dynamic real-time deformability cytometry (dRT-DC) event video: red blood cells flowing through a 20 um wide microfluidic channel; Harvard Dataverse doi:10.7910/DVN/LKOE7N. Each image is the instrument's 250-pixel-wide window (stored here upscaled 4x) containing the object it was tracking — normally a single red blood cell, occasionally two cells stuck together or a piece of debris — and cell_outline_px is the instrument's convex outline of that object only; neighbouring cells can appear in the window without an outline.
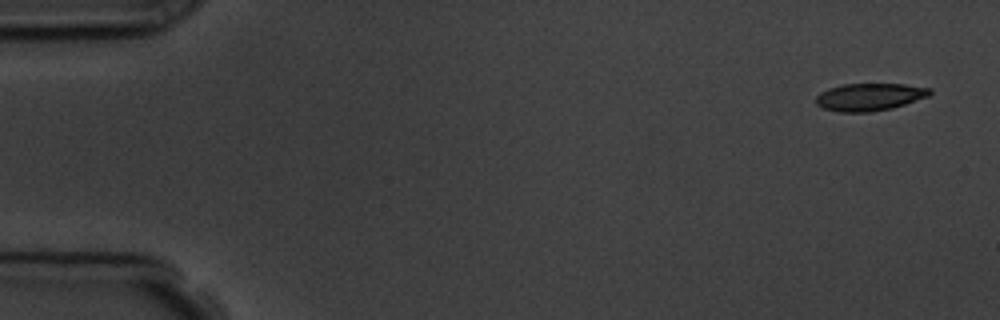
{"species": "common noctule bat (a hibernating species)", "species_latin": "Nyctalus noctula", "temperature_condition": "room temperature", "stored_images_in_passage": 6, "camera_frame_rate_fps": 3000, "um_per_image_px": 0.085, "animal": {"sex": "male", "body_mass_g": 19.5, "forearm_length_mm": 54.6}, "frame": {"image": 1, "passage_image": 1, "time_ms": 0.0, "image_size_px": [1000, 320], "cell_outline_px": [[932, 92], [928, 96], [892, 108], [868, 112], [840, 112], [824, 108], [816, 104], [816, 96], [820, 92], [828, 88], [844, 84], [904, 84], [932, 88]], "centroid_in_image_um": [73.9, 8.23], "position_along_channel_um": 11.1, "area_um2": 18.15}}
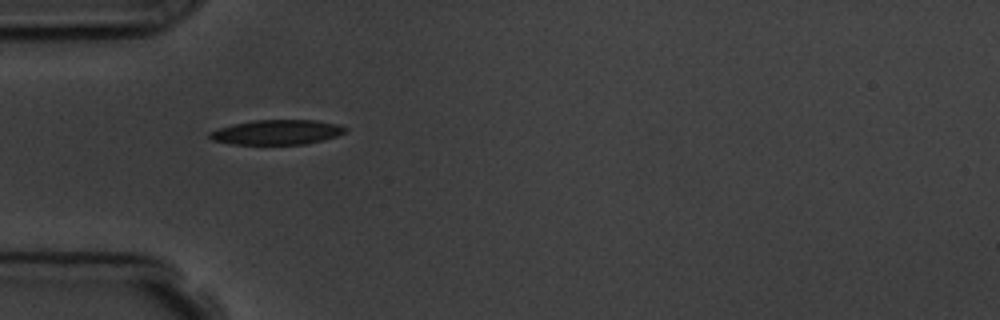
{"frame": {"image": 2, "passage_image": 5, "time_ms": 4.667, "image_size_px": [1000, 320], "cell_outline_px": [[348, 128], [344, 132], [336, 136], [324, 140], [304, 144], [232, 144], [212, 140], [208, 136], [208, 132], [232, 124], [252, 120], [316, 120], [336, 124]], "centroid_in_image_um": [23.51, 11.23], "position_along_channel_um": 61.5, "area_um2": 19.54}}